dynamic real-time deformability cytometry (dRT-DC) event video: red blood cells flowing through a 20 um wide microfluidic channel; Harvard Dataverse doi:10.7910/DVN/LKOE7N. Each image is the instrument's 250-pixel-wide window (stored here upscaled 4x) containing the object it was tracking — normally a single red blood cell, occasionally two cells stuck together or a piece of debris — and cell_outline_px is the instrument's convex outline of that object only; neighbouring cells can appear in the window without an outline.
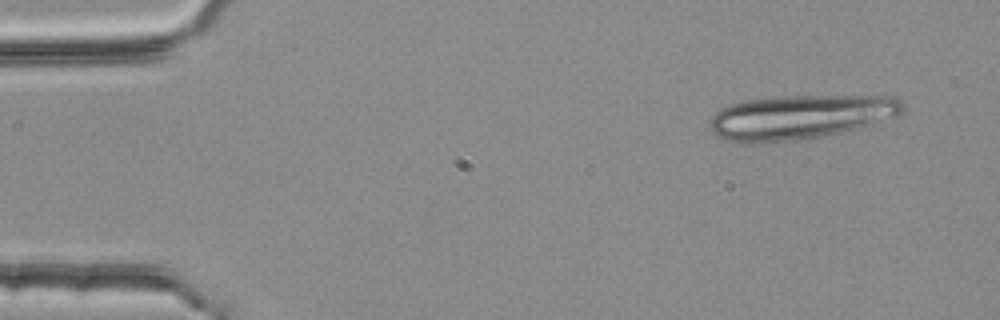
{"species": "common noctule bat (a hibernating species)", "species_latin": "Nyctalus noctula", "temperature_condition": "room temperature", "stored_images_in_passage": 4, "camera_frame_rate_fps": 3000, "um_per_image_px": 0.085, "animal": {"sex": "female", "body_mass_g": 25.1}, "frame": {"image": 1, "passage_image": 1, "time_ms": 0.0, "image_size_px": [1000, 320], "cell_outline_px": [[904, 112], [900, 116], [836, 132], [796, 140], [728, 140], [712, 132], [708, 124], [712, 116], [720, 108], [732, 104], [748, 100], [784, 96], [896, 96], [900, 100], [904, 108]], "centroid_in_image_um": [68.06, 9.89], "position_along_channel_um": 16.9, "area_um2": 48.21}}